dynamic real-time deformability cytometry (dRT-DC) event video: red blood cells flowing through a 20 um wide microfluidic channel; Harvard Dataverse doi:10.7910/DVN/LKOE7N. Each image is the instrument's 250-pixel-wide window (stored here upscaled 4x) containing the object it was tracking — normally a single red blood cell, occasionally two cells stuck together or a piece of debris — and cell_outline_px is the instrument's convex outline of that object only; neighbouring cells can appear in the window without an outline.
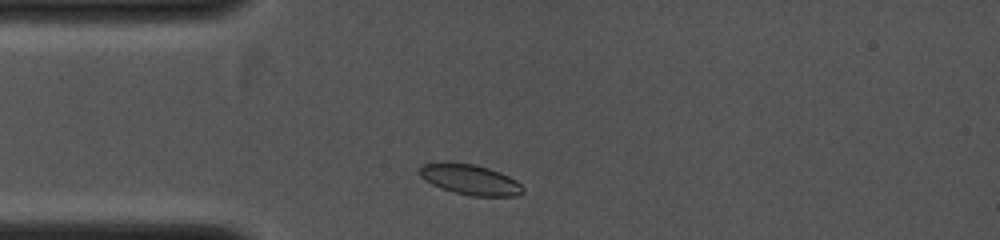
{"species": "common noctule bat (a hibernating species)", "species_latin": "Nyctalus noctula", "temperature_condition": "cold", "stored_images_in_passage": 5, "camera_frame_rate_fps": 4000, "um_per_image_px": 0.085, "animal": {"sex": "female", "body_mass_g": 19.0, "forearm_length_mm": 53.3}, "frame": {"image": 1, "passage_image": 2, "time_ms": 0.5, "image_size_px": [1000, 240], "cell_outline_px": [[524, 192], [516, 196], [472, 196], [440, 188], [432, 184], [420, 176], [420, 168], [424, 164], [444, 160], [448, 160], [476, 164], [500, 172], [516, 180], [524, 188]], "centroid_in_image_um": [39.95, 15.23], "position_along_channel_um": 45.1, "area_um2": 18.55}}
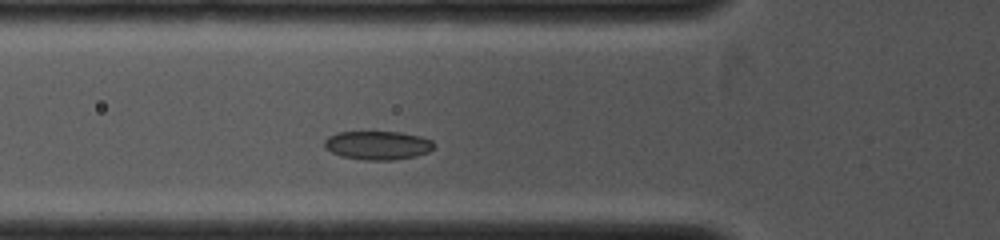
{"frame": {"image": 2, "passage_image": 5, "time_ms": 1.75, "image_size_px": [1000, 240], "cell_outline_px": [[436, 144], [428, 152], [416, 156], [392, 160], [364, 160], [340, 156], [324, 148], [324, 140], [328, 136], [336, 132], [400, 132], [420, 136], [432, 140]], "centroid_in_image_um": [32.09, 12.35], "position_along_channel_um": 93.7, "area_um2": 18.44}}